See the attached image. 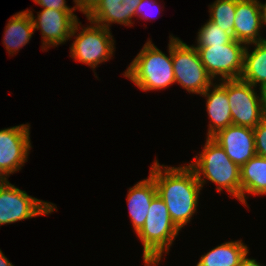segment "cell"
Wrapping results in <instances>:
<instances>
[{"mask_svg":"<svg viewBox=\"0 0 266 266\" xmlns=\"http://www.w3.org/2000/svg\"><path fill=\"white\" fill-rule=\"evenodd\" d=\"M150 167L149 175L156 184L157 195L166 204L172 222L181 230L197 212L201 184L187 164L168 167L156 159Z\"/></svg>","mask_w":266,"mask_h":266,"instance_id":"6da1fadb","label":"cell"},{"mask_svg":"<svg viewBox=\"0 0 266 266\" xmlns=\"http://www.w3.org/2000/svg\"><path fill=\"white\" fill-rule=\"evenodd\" d=\"M193 159L188 165L195 172L202 188L208 180L217 185L218 192L225 189L230 196L241 202L240 167L232 162L217 142L211 137H206L202 152Z\"/></svg>","mask_w":266,"mask_h":266,"instance_id":"7a4b0ae2","label":"cell"},{"mask_svg":"<svg viewBox=\"0 0 266 266\" xmlns=\"http://www.w3.org/2000/svg\"><path fill=\"white\" fill-rule=\"evenodd\" d=\"M172 37L175 36H169V56L158 49L150 39L147 40L123 76L142 91H158L173 85L175 77L172 63Z\"/></svg>","mask_w":266,"mask_h":266,"instance_id":"3957f363","label":"cell"},{"mask_svg":"<svg viewBox=\"0 0 266 266\" xmlns=\"http://www.w3.org/2000/svg\"><path fill=\"white\" fill-rule=\"evenodd\" d=\"M180 230L172 222L164 201L156 195L151 201L144 226L136 234L143 245L145 266H158Z\"/></svg>","mask_w":266,"mask_h":266,"instance_id":"277c9868","label":"cell"},{"mask_svg":"<svg viewBox=\"0 0 266 266\" xmlns=\"http://www.w3.org/2000/svg\"><path fill=\"white\" fill-rule=\"evenodd\" d=\"M90 24L86 25L87 27H80L79 20L75 23L70 36L75 38L70 46V57L89 65L94 71L99 64L109 61L113 56L115 41L110 30L93 22Z\"/></svg>","mask_w":266,"mask_h":266,"instance_id":"5b68a950","label":"cell"},{"mask_svg":"<svg viewBox=\"0 0 266 266\" xmlns=\"http://www.w3.org/2000/svg\"><path fill=\"white\" fill-rule=\"evenodd\" d=\"M172 63L175 83L187 92L201 94L213 84L194 45H187L178 37H172Z\"/></svg>","mask_w":266,"mask_h":266,"instance_id":"8992f818","label":"cell"},{"mask_svg":"<svg viewBox=\"0 0 266 266\" xmlns=\"http://www.w3.org/2000/svg\"><path fill=\"white\" fill-rule=\"evenodd\" d=\"M56 205L42 201L12 185L8 179L0 183V226L57 211Z\"/></svg>","mask_w":266,"mask_h":266,"instance_id":"52a82bcc","label":"cell"},{"mask_svg":"<svg viewBox=\"0 0 266 266\" xmlns=\"http://www.w3.org/2000/svg\"><path fill=\"white\" fill-rule=\"evenodd\" d=\"M209 76L219 81L239 79L244 68L246 44L237 40L225 45L195 46Z\"/></svg>","mask_w":266,"mask_h":266,"instance_id":"ba28073f","label":"cell"},{"mask_svg":"<svg viewBox=\"0 0 266 266\" xmlns=\"http://www.w3.org/2000/svg\"><path fill=\"white\" fill-rule=\"evenodd\" d=\"M255 88L241 78L227 80L233 125L254 129L264 119L261 93L257 94Z\"/></svg>","mask_w":266,"mask_h":266,"instance_id":"9c48e42d","label":"cell"},{"mask_svg":"<svg viewBox=\"0 0 266 266\" xmlns=\"http://www.w3.org/2000/svg\"><path fill=\"white\" fill-rule=\"evenodd\" d=\"M30 124L0 129V177L18 172L27 162L31 150Z\"/></svg>","mask_w":266,"mask_h":266,"instance_id":"30bf717a","label":"cell"},{"mask_svg":"<svg viewBox=\"0 0 266 266\" xmlns=\"http://www.w3.org/2000/svg\"><path fill=\"white\" fill-rule=\"evenodd\" d=\"M33 21L34 29L41 30L42 51L50 46L55 47L71 40V32L78 21L75 11H59L55 9H42L37 12V18L33 11L28 10Z\"/></svg>","mask_w":266,"mask_h":266,"instance_id":"8fae6325","label":"cell"},{"mask_svg":"<svg viewBox=\"0 0 266 266\" xmlns=\"http://www.w3.org/2000/svg\"><path fill=\"white\" fill-rule=\"evenodd\" d=\"M240 168L256 155L253 128L229 125L211 137Z\"/></svg>","mask_w":266,"mask_h":266,"instance_id":"7c38bea8","label":"cell"},{"mask_svg":"<svg viewBox=\"0 0 266 266\" xmlns=\"http://www.w3.org/2000/svg\"><path fill=\"white\" fill-rule=\"evenodd\" d=\"M141 0H92L90 9L85 13L87 20L111 30L110 25L117 23L132 26V17Z\"/></svg>","mask_w":266,"mask_h":266,"instance_id":"4fadbf2b","label":"cell"},{"mask_svg":"<svg viewBox=\"0 0 266 266\" xmlns=\"http://www.w3.org/2000/svg\"><path fill=\"white\" fill-rule=\"evenodd\" d=\"M234 39L247 44L265 40L262 29L259 0H236Z\"/></svg>","mask_w":266,"mask_h":266,"instance_id":"5bb4252c","label":"cell"},{"mask_svg":"<svg viewBox=\"0 0 266 266\" xmlns=\"http://www.w3.org/2000/svg\"><path fill=\"white\" fill-rule=\"evenodd\" d=\"M201 95L206 98V109L210 119L207 137H212L218 131L232 125L230 104L227 97V80H222L219 84L213 83Z\"/></svg>","mask_w":266,"mask_h":266,"instance_id":"9a60e30c","label":"cell"},{"mask_svg":"<svg viewBox=\"0 0 266 266\" xmlns=\"http://www.w3.org/2000/svg\"><path fill=\"white\" fill-rule=\"evenodd\" d=\"M128 189L126 200L129 217L137 234L145 224L151 201L157 195V188L153 178L149 175L148 178L137 182Z\"/></svg>","mask_w":266,"mask_h":266,"instance_id":"2e32d148","label":"cell"},{"mask_svg":"<svg viewBox=\"0 0 266 266\" xmlns=\"http://www.w3.org/2000/svg\"><path fill=\"white\" fill-rule=\"evenodd\" d=\"M34 32L33 21L28 9L13 15L5 26L2 42L9 55L18 53L28 44Z\"/></svg>","mask_w":266,"mask_h":266,"instance_id":"e0dca14e","label":"cell"},{"mask_svg":"<svg viewBox=\"0 0 266 266\" xmlns=\"http://www.w3.org/2000/svg\"><path fill=\"white\" fill-rule=\"evenodd\" d=\"M241 203L247 205V196L266 195V158L255 155L241 168Z\"/></svg>","mask_w":266,"mask_h":266,"instance_id":"ac0fdd59","label":"cell"},{"mask_svg":"<svg viewBox=\"0 0 266 266\" xmlns=\"http://www.w3.org/2000/svg\"><path fill=\"white\" fill-rule=\"evenodd\" d=\"M250 45L255 46L252 51ZM241 79L253 87L260 86L259 89L266 85V39L246 45Z\"/></svg>","mask_w":266,"mask_h":266,"instance_id":"d6986e66","label":"cell"},{"mask_svg":"<svg viewBox=\"0 0 266 266\" xmlns=\"http://www.w3.org/2000/svg\"><path fill=\"white\" fill-rule=\"evenodd\" d=\"M248 249L242 240L228 241L202 255L196 266H239Z\"/></svg>","mask_w":266,"mask_h":266,"instance_id":"ffe728a7","label":"cell"},{"mask_svg":"<svg viewBox=\"0 0 266 266\" xmlns=\"http://www.w3.org/2000/svg\"><path fill=\"white\" fill-rule=\"evenodd\" d=\"M209 6V20L234 37L236 0H215Z\"/></svg>","mask_w":266,"mask_h":266,"instance_id":"44dd1931","label":"cell"},{"mask_svg":"<svg viewBox=\"0 0 266 266\" xmlns=\"http://www.w3.org/2000/svg\"><path fill=\"white\" fill-rule=\"evenodd\" d=\"M196 46L225 45L234 40L232 34L223 31L218 25L208 20L197 32Z\"/></svg>","mask_w":266,"mask_h":266,"instance_id":"7402d4cb","label":"cell"},{"mask_svg":"<svg viewBox=\"0 0 266 266\" xmlns=\"http://www.w3.org/2000/svg\"><path fill=\"white\" fill-rule=\"evenodd\" d=\"M256 155L266 158V119L254 129Z\"/></svg>","mask_w":266,"mask_h":266,"instance_id":"603a6c76","label":"cell"},{"mask_svg":"<svg viewBox=\"0 0 266 266\" xmlns=\"http://www.w3.org/2000/svg\"><path fill=\"white\" fill-rule=\"evenodd\" d=\"M35 4L40 5L43 9H55L59 11H76V7H69L66 0H33Z\"/></svg>","mask_w":266,"mask_h":266,"instance_id":"cb8c5ba5","label":"cell"},{"mask_svg":"<svg viewBox=\"0 0 266 266\" xmlns=\"http://www.w3.org/2000/svg\"><path fill=\"white\" fill-rule=\"evenodd\" d=\"M157 4L158 3L155 0H141V2L138 4V6H137V8L135 10V17L137 16V17H139L141 19H145V20H149V18L151 19V15L149 14V12L147 13L146 11H148L150 8L155 9V11H156V7L155 6H157V7L159 6ZM151 13H153V12H151ZM148 14H149V16H148Z\"/></svg>","mask_w":266,"mask_h":266,"instance_id":"d4e9b609","label":"cell"},{"mask_svg":"<svg viewBox=\"0 0 266 266\" xmlns=\"http://www.w3.org/2000/svg\"><path fill=\"white\" fill-rule=\"evenodd\" d=\"M76 9L85 14L91 7L92 0H73Z\"/></svg>","mask_w":266,"mask_h":266,"instance_id":"484cf974","label":"cell"},{"mask_svg":"<svg viewBox=\"0 0 266 266\" xmlns=\"http://www.w3.org/2000/svg\"><path fill=\"white\" fill-rule=\"evenodd\" d=\"M248 252L242 257L239 266H264L256 261V259H252L248 257Z\"/></svg>","mask_w":266,"mask_h":266,"instance_id":"4316f807","label":"cell"},{"mask_svg":"<svg viewBox=\"0 0 266 266\" xmlns=\"http://www.w3.org/2000/svg\"><path fill=\"white\" fill-rule=\"evenodd\" d=\"M260 90L261 93V99H262V112L263 117L266 119V85L263 86Z\"/></svg>","mask_w":266,"mask_h":266,"instance_id":"83f0119b","label":"cell"},{"mask_svg":"<svg viewBox=\"0 0 266 266\" xmlns=\"http://www.w3.org/2000/svg\"><path fill=\"white\" fill-rule=\"evenodd\" d=\"M262 27L266 26V2L263 4L260 2Z\"/></svg>","mask_w":266,"mask_h":266,"instance_id":"f1b7e54d","label":"cell"},{"mask_svg":"<svg viewBox=\"0 0 266 266\" xmlns=\"http://www.w3.org/2000/svg\"><path fill=\"white\" fill-rule=\"evenodd\" d=\"M0 266H14L0 249Z\"/></svg>","mask_w":266,"mask_h":266,"instance_id":"f546056e","label":"cell"}]
</instances>
